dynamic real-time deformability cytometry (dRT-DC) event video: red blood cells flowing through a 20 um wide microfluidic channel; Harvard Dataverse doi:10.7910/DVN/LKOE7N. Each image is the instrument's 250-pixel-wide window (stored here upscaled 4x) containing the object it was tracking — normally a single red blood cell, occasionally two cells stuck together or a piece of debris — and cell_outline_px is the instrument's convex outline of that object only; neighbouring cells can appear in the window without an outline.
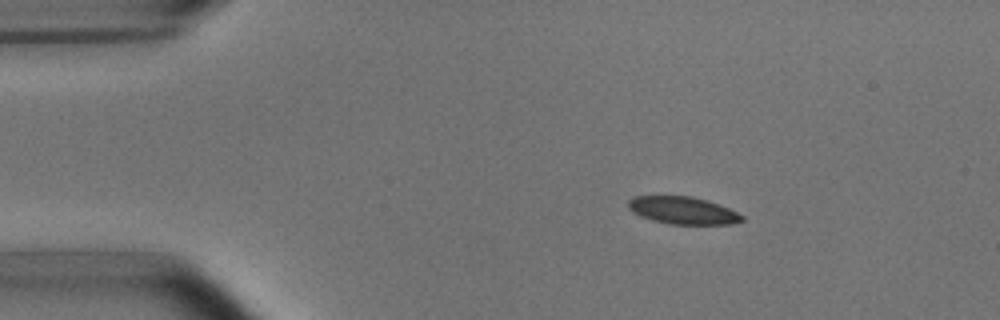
{"species": "common noctule bat (a hibernating species)", "species_latin": "Nyctalus noctula", "temperature_condition": "room temperature", "stored_images_in_passage": 4, "camera_frame_rate_fps": 3000, "um_per_image_px": 0.085, "animal": {"sex": "male", "body_mass_g": 15.6}, "frame": {"image": 1, "passage_image": 2, "time_ms": 1.333, "image_size_px": [1000, 320], "cell_outline_px": [[744, 220], [732, 224], [668, 224], [652, 220], [640, 216], [632, 212], [628, 208], [628, 200], [632, 196], [692, 196], [708, 200], [728, 208], [744, 216]], "centroid_in_image_um": [58.02, 17.88], "position_along_channel_um": 27.0, "area_um2": 18.26}}